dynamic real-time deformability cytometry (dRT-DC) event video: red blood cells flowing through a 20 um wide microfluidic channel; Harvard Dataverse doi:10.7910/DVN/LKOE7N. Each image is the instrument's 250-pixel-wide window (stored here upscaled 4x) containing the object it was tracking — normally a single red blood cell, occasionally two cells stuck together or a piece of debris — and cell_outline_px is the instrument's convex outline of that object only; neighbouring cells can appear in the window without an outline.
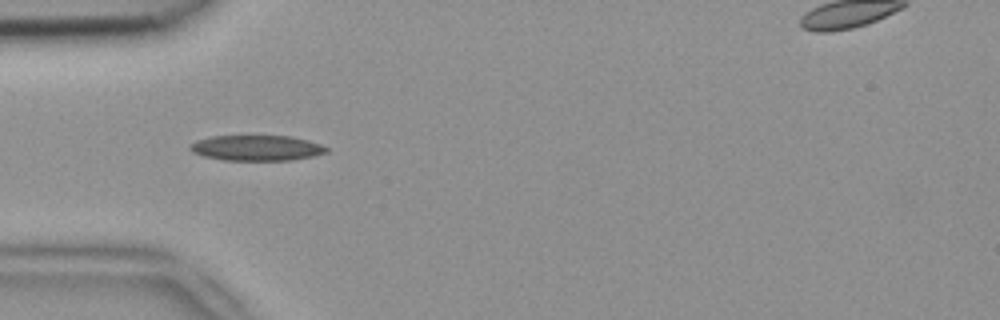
{"species": "common noctule bat (a hibernating species)", "species_latin": "Nyctalus noctula", "temperature_condition": "room temperature", "stored_images_in_passage": 37, "camera_frame_rate_fps": 3000, "um_per_image_px": 0.085, "animal": {"sex": "female", "body_mass_g": 18.4}, "frame": {"image": 1, "passage_image": 1, "time_ms": 0.0, "image_size_px": [1000, 320], "cell_outline_px": [[328, 152], [312, 156], [292, 160], [224, 160], [204, 156], [192, 152], [188, 148], [188, 144], [196, 140], [212, 136], [292, 136], [308, 140], [320, 144], [328, 148]], "centroid_in_image_um": [21.79, 12.57], "position_along_channel_um": 63.2, "area_um2": 20.29}}
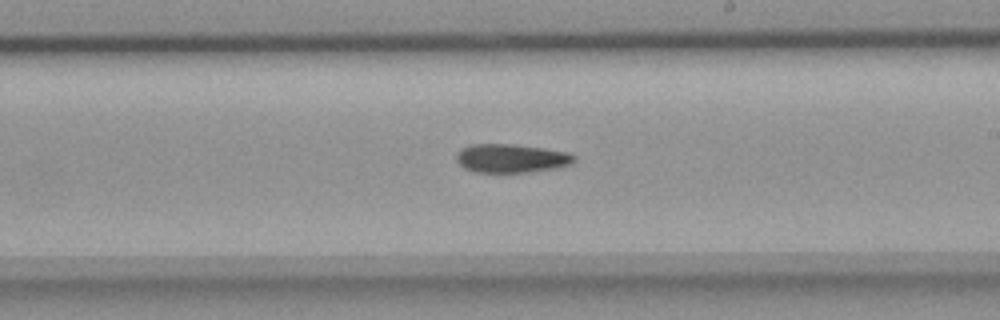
{"frame": {"image": 2, "passage_image": 15, "time_ms": 4.667, "image_size_px": [1000, 320], "cell_outline_px": [[576, 160], [572, 164], [556, 168], [528, 172], [472, 172], [464, 168], [456, 160], [456, 152], [460, 148], [468, 144], [512, 144], [544, 148], [568, 152], [576, 156]], "centroid_in_image_um": [43.44, 13.45], "position_along_channel_um": 245.6, "area_um2": 19.94}}
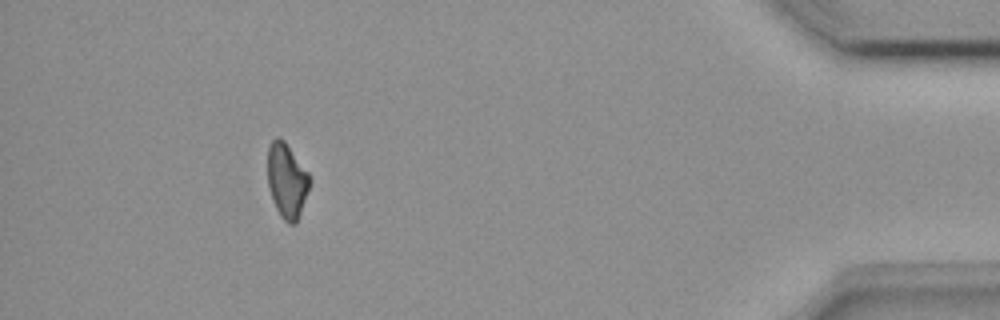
{"frame": {"image": 3, "passage_image": 32, "time_ms": 10.333, "image_size_px": [1000, 320], "cell_outline_px": [[312, 180], [296, 224], [288, 224], [280, 216], [272, 200], [268, 188], [268, 144], [276, 136], [280, 136], [284, 140], [308, 172]], "centroid_in_image_um": [24.37, 15.34], "position_along_channel_um": 410.8, "area_um2": 18.5}}